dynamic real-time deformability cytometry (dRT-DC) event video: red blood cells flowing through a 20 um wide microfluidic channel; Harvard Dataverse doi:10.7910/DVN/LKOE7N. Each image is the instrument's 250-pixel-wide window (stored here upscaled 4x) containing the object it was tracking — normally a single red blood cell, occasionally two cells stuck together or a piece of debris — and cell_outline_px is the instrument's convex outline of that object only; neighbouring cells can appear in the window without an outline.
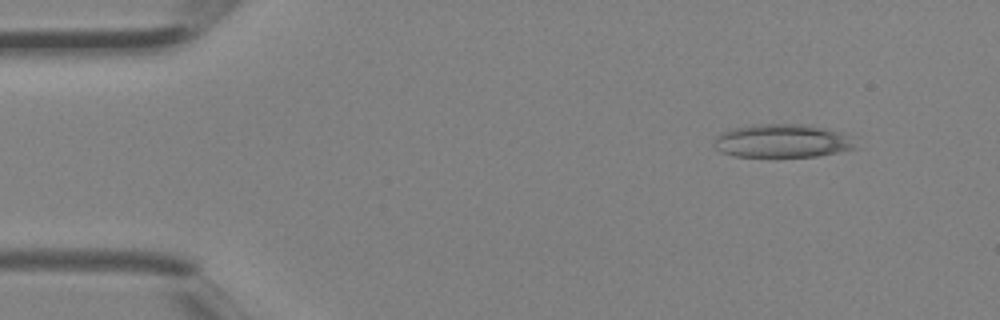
{"species": "Egyptian fruit bat (a non-hibernating species)", "species_latin": "Rousettus aegyptiacus", "temperature_condition": "room temperature", "stored_images_in_passage": 2, "camera_frame_rate_fps": 3000, "um_per_image_px": 0.085, "animal": {"sex": "female"}, "frame": {"image": 1, "passage_image": 1, "time_ms": 0.0, "image_size_px": [1000, 320], "cell_outline_px": [[860, 148], [816, 156], [736, 156], [720, 152], [712, 144], [716, 136], [732, 128], [752, 124], [808, 124], [840, 132], [848, 136]], "centroid_in_image_um": [66.49, 11.97], "position_along_channel_um": 18.5, "area_um2": 27.51}}